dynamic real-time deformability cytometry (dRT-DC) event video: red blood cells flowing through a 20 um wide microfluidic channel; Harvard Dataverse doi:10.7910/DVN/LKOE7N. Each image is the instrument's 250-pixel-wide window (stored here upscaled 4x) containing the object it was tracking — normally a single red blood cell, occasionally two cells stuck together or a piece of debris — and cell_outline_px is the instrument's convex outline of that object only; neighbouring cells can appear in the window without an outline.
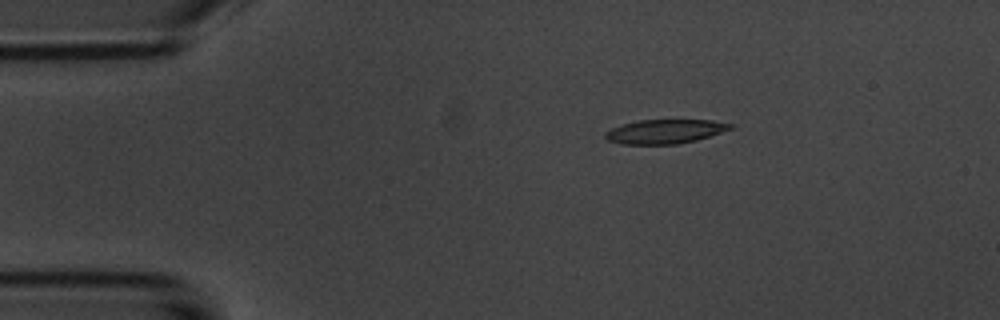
{"species": "common noctule bat (a hibernating species)", "species_latin": "Nyctalus noctula", "temperature_condition": "room temperature", "stored_images_in_passage": 4, "camera_frame_rate_fps": 3000, "um_per_image_px": 0.085, "animal": {"sex": "male", "body_mass_g": 20.1, "forearm_length_mm": 53.5}, "frame": {"image": 1, "passage_image": 1, "time_ms": 0.0, "image_size_px": [1000, 320], "cell_outline_px": [[736, 124], [732, 128], [696, 140], [676, 144], [620, 144], [608, 140], [604, 136], [604, 132], [612, 128], [624, 124], [640, 120], [712, 120]], "centroid_in_image_um": [56.52, 11.17], "position_along_channel_um": 28.5, "area_um2": 17.46}}
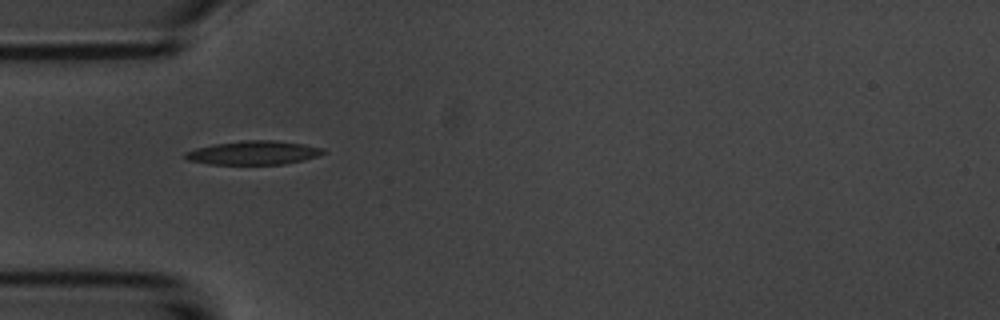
{"frame": {"image": 2, "passage_image": 3, "time_ms": 2.333, "image_size_px": [1000, 320], "cell_outline_px": [[328, 152], [320, 156], [304, 160], [284, 164], [208, 164], [188, 160], [184, 156], [184, 152], [196, 148], [212, 144], [244, 140], [272, 140], [304, 144], [324, 148]], "centroid_in_image_um": [21.58, 12.98], "position_along_channel_um": 63.4, "area_um2": 19.31}}